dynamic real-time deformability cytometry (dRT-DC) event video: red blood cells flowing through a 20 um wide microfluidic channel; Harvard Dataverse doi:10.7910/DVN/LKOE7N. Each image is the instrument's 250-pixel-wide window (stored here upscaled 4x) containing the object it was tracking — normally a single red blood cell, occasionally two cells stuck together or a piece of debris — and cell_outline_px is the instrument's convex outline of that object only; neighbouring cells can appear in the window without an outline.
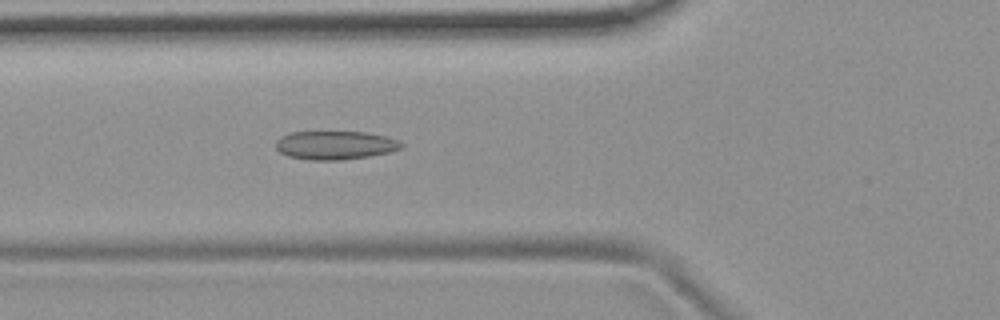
{"species": "common noctule bat (a hibernating species)", "species_latin": "Nyctalus noctula", "temperature_condition": "room temperature", "stored_images_in_passage": 53, "camera_frame_rate_fps": 3000, "um_per_image_px": 0.085, "animal": {"sex": "female", "body_mass_g": 19.9}, "frame": {"image": 1, "passage_image": 19, "time_ms": 6.0, "image_size_px": [1000, 320], "cell_outline_px": [[404, 148], [388, 152], [368, 156], [340, 160], [308, 160], [288, 156], [280, 152], [276, 148], [276, 140], [280, 136], [292, 132], [364, 132], [384, 136], [396, 140], [404, 144]], "centroid_in_image_um": [28.46, 12.34], "position_along_channel_um": 97.3, "area_um2": 20.81}}
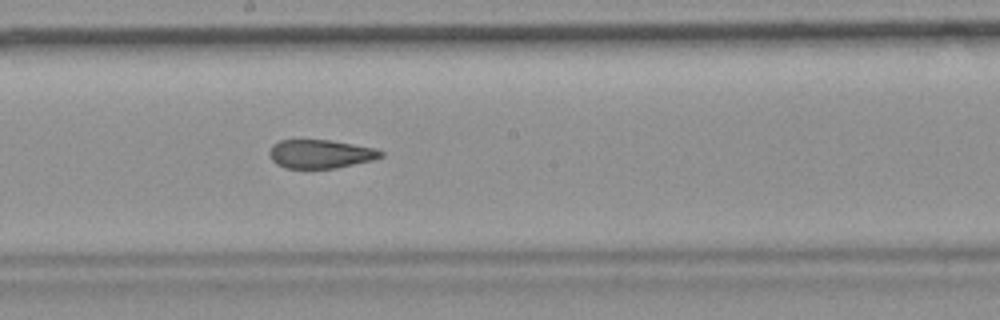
{"frame": {"image": 2, "passage_image": 29, "time_ms": 9.333, "image_size_px": [1000, 320], "cell_outline_px": [[384, 156], [372, 160], [336, 168], [284, 168], [276, 164], [272, 160], [268, 152], [272, 144], [280, 140], [328, 140], [352, 144], [372, 148], [384, 152]], "centroid_in_image_um": [27.2, 13.09], "position_along_channel_um": 221.0, "area_um2": 18.5}}
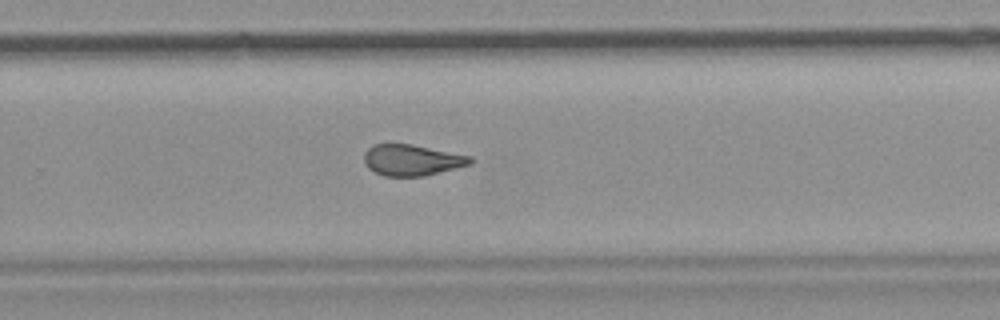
{"frame": {"image": 3, "passage_image": 35, "time_ms": 11.333, "image_size_px": [1000, 320], "cell_outline_px": [[472, 164], [424, 176], [384, 176], [368, 168], [364, 164], [364, 152], [372, 144], [412, 144], [472, 156]], "centroid_in_image_um": [35.0, 13.6], "position_along_channel_um": 294.8, "area_um2": 19.31}, "authors_computed_cell_mechanics": {"area_um2": 20.4612, "velocity_mm_per_s": 3.705, "shape_relaxation_time_tau1_ms": null, "shape_relaxation_time_tau2_ms": 2.3201, "deformation_change_tau1": null, "deformation_change_tau2": 0.1023}}